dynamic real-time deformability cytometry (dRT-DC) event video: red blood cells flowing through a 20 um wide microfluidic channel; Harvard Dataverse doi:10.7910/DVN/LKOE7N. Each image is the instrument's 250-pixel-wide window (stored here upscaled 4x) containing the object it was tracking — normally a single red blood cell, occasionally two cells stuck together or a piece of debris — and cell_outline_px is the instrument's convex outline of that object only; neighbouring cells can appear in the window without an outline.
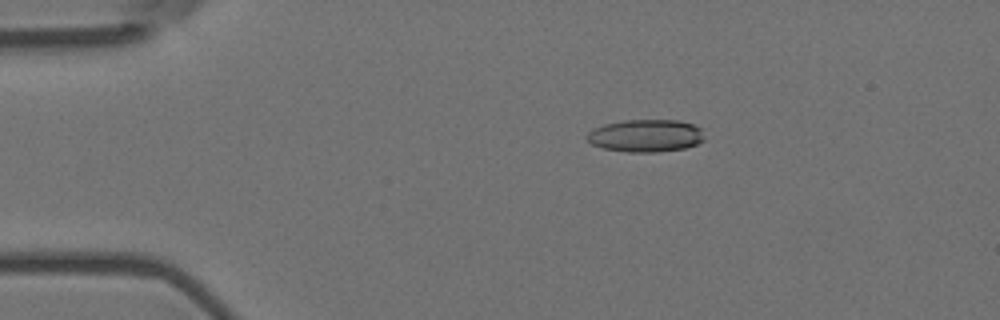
{"species": "Egyptian fruit bat (a non-hibernating species)", "species_latin": "Rousettus aegyptiacus", "temperature_condition": "room temperature", "stored_images_in_passage": 6, "camera_frame_rate_fps": 3000, "um_per_image_px": 0.085, "animal": {"sex": "female"}, "frame": {"image": 1, "passage_image": 3, "time_ms": 0.667, "image_size_px": [1000, 320], "cell_outline_px": [[704, 140], [696, 144], [684, 148], [656, 152], [628, 152], [604, 148], [592, 144], [584, 136], [592, 128], [604, 124], [624, 120], [676, 120], [692, 124], [700, 128]], "centroid_in_image_um": [54.84, 11.53], "position_along_channel_um": 30.2, "area_um2": 22.2}}
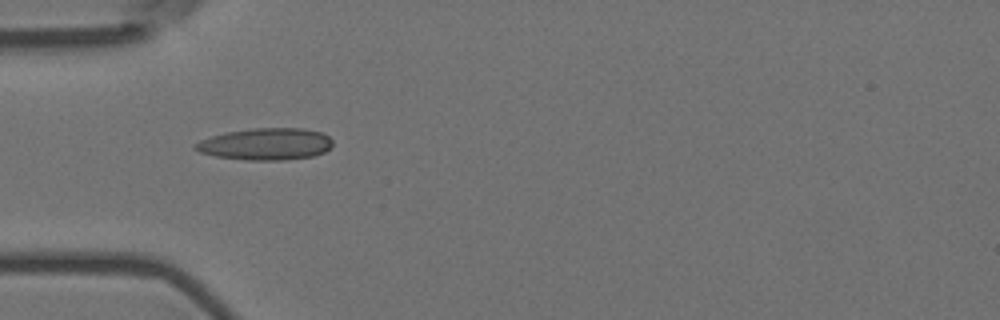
{"frame": {"image": 2, "passage_image": 5, "time_ms": 1.333, "image_size_px": [1000, 320], "cell_outline_px": [[332, 148], [324, 152], [312, 156], [284, 160], [244, 160], [216, 156], [200, 152], [192, 148], [192, 144], [200, 140], [212, 136], [228, 132], [252, 128], [304, 128], [320, 132], [328, 136], [332, 140]], "centroid_in_image_um": [22.58, 12.25], "position_along_channel_um": 62.4, "area_um2": 25.61}}
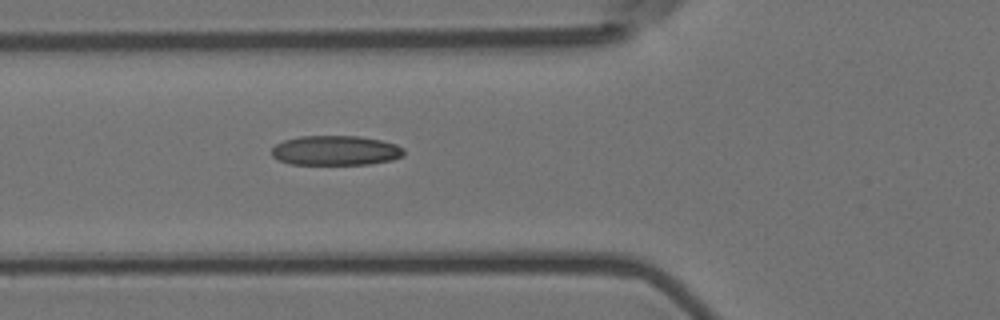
{"frame": {"image": 3, "passage_image": 6, "time_ms": 1.667, "image_size_px": [1000, 320], "cell_outline_px": [[404, 156], [392, 160], [368, 164], [288, 164], [272, 156], [272, 148], [276, 144], [284, 140], [300, 136], [360, 136], [380, 140], [396, 144], [404, 148]], "centroid_in_image_um": [28.54, 12.79], "position_along_channel_um": 97.3, "area_um2": 22.95}}